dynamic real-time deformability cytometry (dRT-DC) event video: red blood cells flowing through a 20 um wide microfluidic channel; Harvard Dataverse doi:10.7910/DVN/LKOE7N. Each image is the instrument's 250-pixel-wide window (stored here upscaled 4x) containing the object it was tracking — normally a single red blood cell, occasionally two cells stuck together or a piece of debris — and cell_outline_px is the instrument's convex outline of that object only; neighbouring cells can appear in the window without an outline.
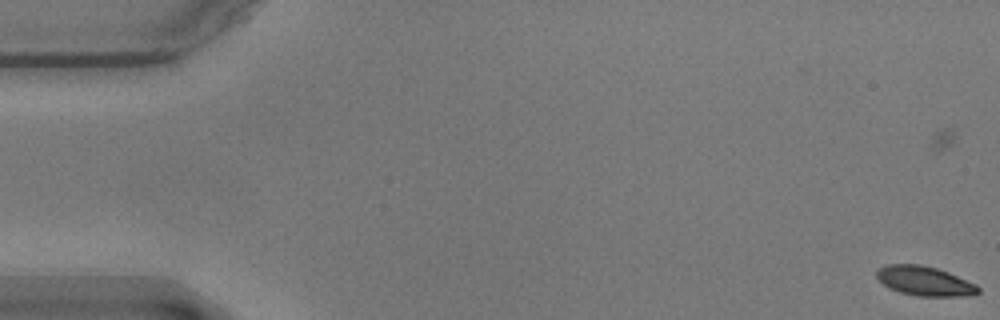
{"species": "common noctule bat (a hibernating species)", "species_latin": "Nyctalus noctula", "temperature_condition": "warm", "stored_images_in_passage": 16, "camera_frame_rate_fps": 3000, "um_per_image_px": 0.085, "animal": {"sex": "male", "body_mass_g": 17.9}, "frame": {"image": 1, "passage_image": 2, "time_ms": 0.333, "image_size_px": [1000, 320], "cell_outline_px": [[980, 292], [972, 296], [916, 296], [900, 292], [888, 288], [876, 276], [876, 272], [880, 268], [888, 264], [920, 264], [936, 268], [948, 272], [976, 284], [980, 288]], "centroid_in_image_um": [78.62, 23.89], "position_along_channel_um": 6.4, "area_um2": 17.46}}